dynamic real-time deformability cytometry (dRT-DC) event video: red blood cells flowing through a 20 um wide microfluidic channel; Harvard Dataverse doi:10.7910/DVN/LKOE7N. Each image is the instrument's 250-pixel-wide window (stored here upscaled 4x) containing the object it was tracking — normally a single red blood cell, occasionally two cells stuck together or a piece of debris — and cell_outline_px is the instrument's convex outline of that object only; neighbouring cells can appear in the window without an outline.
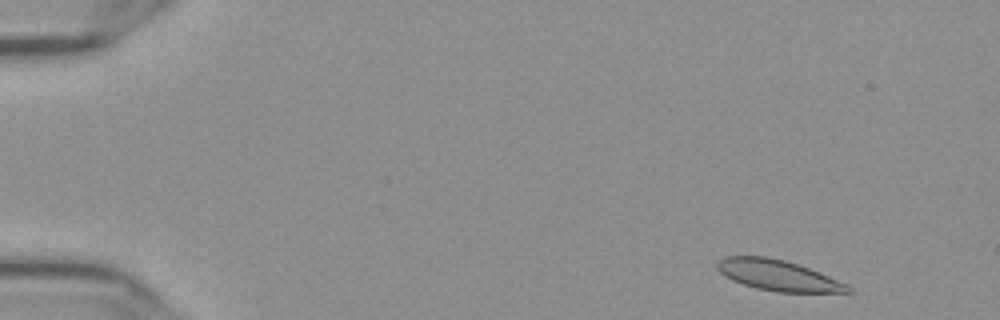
{"species": "Egyptian fruit bat (a non-hibernating species)", "species_latin": "Rousettus aegyptiacus", "temperature_condition": "cold", "stored_images_in_passage": 54, "camera_frame_rate_fps": 3000, "um_per_image_px": 0.085, "frame": {"image": 1, "passage_image": 3, "time_ms": 0.667, "image_size_px": [1000, 320], "cell_outline_px": [[852, 292], [776, 292], [756, 288], [732, 280], [724, 276], [716, 268], [716, 264], [724, 256], [764, 256], [784, 260], [820, 272], [848, 284], [852, 288]], "centroid_in_image_um": [66.13, 23.4], "position_along_channel_um": 18.9, "area_um2": 23.29}}
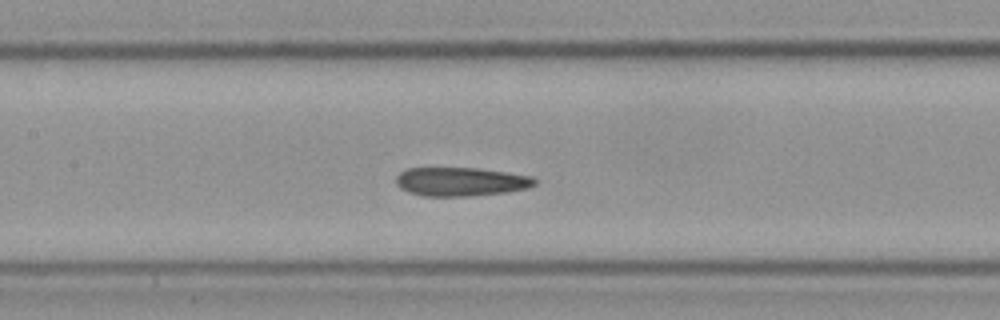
{"frame": {"image": 2, "passage_image": 25, "time_ms": 8.0, "image_size_px": [1000, 320], "cell_outline_px": [[536, 184], [528, 188], [508, 192], [472, 196], [424, 196], [408, 192], [400, 188], [396, 184], [396, 176], [404, 168], [480, 168], [532, 176], [536, 180]], "centroid_in_image_um": [39.16, 15.44], "position_along_channel_um": 168.2, "area_um2": 23.47}}
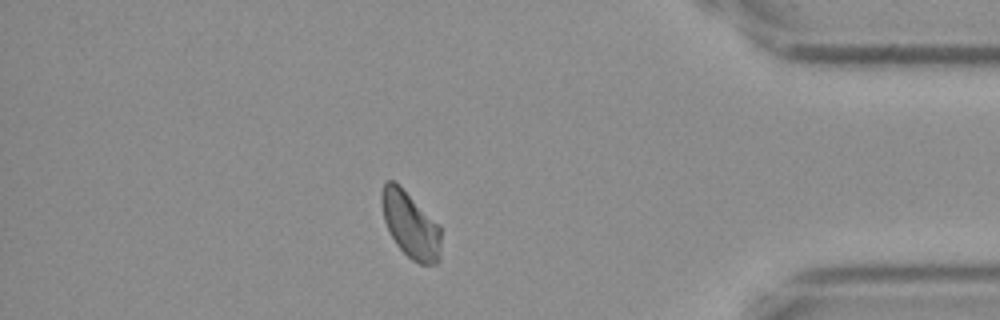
{"frame": {"image": 3, "passage_image": 47, "time_ms": 15.333, "image_size_px": [1000, 320], "cell_outline_px": [[440, 260], [436, 264], [420, 264], [412, 260], [396, 244], [384, 220], [380, 200], [380, 196], [384, 184], [388, 180], [392, 180], [400, 184], [440, 224]], "centroid_in_image_um": [34.9, 19.08], "position_along_channel_um": 400.3, "area_um2": 23.12}, "authors_computed_cell_mechanics": {"area_um2": 23.2934, "velocity_mm_per_s": 3.5902, "shape_relaxation_time_tau1_ms": 3.9653, "shape_relaxation_time_tau2_ms": 2.3725, "deformation_change_tau1": 0.1171, "deformation_change_tau2": 0.0899}}